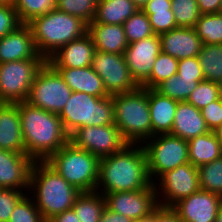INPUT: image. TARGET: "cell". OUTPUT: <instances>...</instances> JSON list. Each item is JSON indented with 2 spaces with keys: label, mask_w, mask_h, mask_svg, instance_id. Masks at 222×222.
Returning a JSON list of instances; mask_svg holds the SVG:
<instances>
[{
  "label": "cell",
  "mask_w": 222,
  "mask_h": 222,
  "mask_svg": "<svg viewBox=\"0 0 222 222\" xmlns=\"http://www.w3.org/2000/svg\"><path fill=\"white\" fill-rule=\"evenodd\" d=\"M152 184L142 144L128 143L117 153L99 160L96 191L103 195L146 189Z\"/></svg>",
  "instance_id": "cell-1"
},
{
  "label": "cell",
  "mask_w": 222,
  "mask_h": 222,
  "mask_svg": "<svg viewBox=\"0 0 222 222\" xmlns=\"http://www.w3.org/2000/svg\"><path fill=\"white\" fill-rule=\"evenodd\" d=\"M25 154L34 161H46L70 141L58 114L17 102Z\"/></svg>",
  "instance_id": "cell-2"
},
{
  "label": "cell",
  "mask_w": 222,
  "mask_h": 222,
  "mask_svg": "<svg viewBox=\"0 0 222 222\" xmlns=\"http://www.w3.org/2000/svg\"><path fill=\"white\" fill-rule=\"evenodd\" d=\"M29 190L35 192H31L33 193L31 198H34L36 207L46 221L52 216L71 209L81 194L46 161L33 163Z\"/></svg>",
  "instance_id": "cell-3"
},
{
  "label": "cell",
  "mask_w": 222,
  "mask_h": 222,
  "mask_svg": "<svg viewBox=\"0 0 222 222\" xmlns=\"http://www.w3.org/2000/svg\"><path fill=\"white\" fill-rule=\"evenodd\" d=\"M35 48L46 60L60 47L84 36L88 24L57 8L33 18L29 23Z\"/></svg>",
  "instance_id": "cell-4"
},
{
  "label": "cell",
  "mask_w": 222,
  "mask_h": 222,
  "mask_svg": "<svg viewBox=\"0 0 222 222\" xmlns=\"http://www.w3.org/2000/svg\"><path fill=\"white\" fill-rule=\"evenodd\" d=\"M114 124L130 144H143L151 138L148 89L112 95Z\"/></svg>",
  "instance_id": "cell-5"
},
{
  "label": "cell",
  "mask_w": 222,
  "mask_h": 222,
  "mask_svg": "<svg viewBox=\"0 0 222 222\" xmlns=\"http://www.w3.org/2000/svg\"><path fill=\"white\" fill-rule=\"evenodd\" d=\"M99 160L97 156L69 141L46 162L80 192H93L96 191L98 181Z\"/></svg>",
  "instance_id": "cell-6"
},
{
  "label": "cell",
  "mask_w": 222,
  "mask_h": 222,
  "mask_svg": "<svg viewBox=\"0 0 222 222\" xmlns=\"http://www.w3.org/2000/svg\"><path fill=\"white\" fill-rule=\"evenodd\" d=\"M59 117L70 136L83 126L114 124L112 96L100 98L84 92H72Z\"/></svg>",
  "instance_id": "cell-7"
},
{
  "label": "cell",
  "mask_w": 222,
  "mask_h": 222,
  "mask_svg": "<svg viewBox=\"0 0 222 222\" xmlns=\"http://www.w3.org/2000/svg\"><path fill=\"white\" fill-rule=\"evenodd\" d=\"M152 183L167 171L189 163L188 141L171 134H159L143 143ZM156 177V178H154Z\"/></svg>",
  "instance_id": "cell-8"
},
{
  "label": "cell",
  "mask_w": 222,
  "mask_h": 222,
  "mask_svg": "<svg viewBox=\"0 0 222 222\" xmlns=\"http://www.w3.org/2000/svg\"><path fill=\"white\" fill-rule=\"evenodd\" d=\"M46 59H24L0 64V101H27L30 88Z\"/></svg>",
  "instance_id": "cell-9"
},
{
  "label": "cell",
  "mask_w": 222,
  "mask_h": 222,
  "mask_svg": "<svg viewBox=\"0 0 222 222\" xmlns=\"http://www.w3.org/2000/svg\"><path fill=\"white\" fill-rule=\"evenodd\" d=\"M71 94L72 90L59 72L46 62L37 73L26 102L59 115Z\"/></svg>",
  "instance_id": "cell-10"
},
{
  "label": "cell",
  "mask_w": 222,
  "mask_h": 222,
  "mask_svg": "<svg viewBox=\"0 0 222 222\" xmlns=\"http://www.w3.org/2000/svg\"><path fill=\"white\" fill-rule=\"evenodd\" d=\"M154 182H156L153 184L157 200H159L158 205L172 207L181 199L189 197L199 190V170L198 167L193 166L190 162L185 163L162 174ZM161 195L164 199L160 198Z\"/></svg>",
  "instance_id": "cell-11"
},
{
  "label": "cell",
  "mask_w": 222,
  "mask_h": 222,
  "mask_svg": "<svg viewBox=\"0 0 222 222\" xmlns=\"http://www.w3.org/2000/svg\"><path fill=\"white\" fill-rule=\"evenodd\" d=\"M70 141L99 159L117 153L128 144L115 124L83 126L70 136Z\"/></svg>",
  "instance_id": "cell-12"
},
{
  "label": "cell",
  "mask_w": 222,
  "mask_h": 222,
  "mask_svg": "<svg viewBox=\"0 0 222 222\" xmlns=\"http://www.w3.org/2000/svg\"><path fill=\"white\" fill-rule=\"evenodd\" d=\"M91 67L101 77L110 96L131 92L139 87L131 77L123 54L96 50L93 54Z\"/></svg>",
  "instance_id": "cell-13"
},
{
  "label": "cell",
  "mask_w": 222,
  "mask_h": 222,
  "mask_svg": "<svg viewBox=\"0 0 222 222\" xmlns=\"http://www.w3.org/2000/svg\"><path fill=\"white\" fill-rule=\"evenodd\" d=\"M104 197L108 209L132 220L150 217L159 206L154 184L146 189L106 193Z\"/></svg>",
  "instance_id": "cell-14"
},
{
  "label": "cell",
  "mask_w": 222,
  "mask_h": 222,
  "mask_svg": "<svg viewBox=\"0 0 222 222\" xmlns=\"http://www.w3.org/2000/svg\"><path fill=\"white\" fill-rule=\"evenodd\" d=\"M161 53L159 35H152L128 44L123 52L131 77L141 87L149 78L156 57Z\"/></svg>",
  "instance_id": "cell-15"
},
{
  "label": "cell",
  "mask_w": 222,
  "mask_h": 222,
  "mask_svg": "<svg viewBox=\"0 0 222 222\" xmlns=\"http://www.w3.org/2000/svg\"><path fill=\"white\" fill-rule=\"evenodd\" d=\"M221 204L222 196L199 189L171 208L183 222H215Z\"/></svg>",
  "instance_id": "cell-16"
},
{
  "label": "cell",
  "mask_w": 222,
  "mask_h": 222,
  "mask_svg": "<svg viewBox=\"0 0 222 222\" xmlns=\"http://www.w3.org/2000/svg\"><path fill=\"white\" fill-rule=\"evenodd\" d=\"M34 162L25 153L0 149V188L28 193L30 173ZM26 189H28L27 192Z\"/></svg>",
  "instance_id": "cell-17"
},
{
  "label": "cell",
  "mask_w": 222,
  "mask_h": 222,
  "mask_svg": "<svg viewBox=\"0 0 222 222\" xmlns=\"http://www.w3.org/2000/svg\"><path fill=\"white\" fill-rule=\"evenodd\" d=\"M159 37L161 52L178 60L197 57L203 46L194 27H177Z\"/></svg>",
  "instance_id": "cell-18"
},
{
  "label": "cell",
  "mask_w": 222,
  "mask_h": 222,
  "mask_svg": "<svg viewBox=\"0 0 222 222\" xmlns=\"http://www.w3.org/2000/svg\"><path fill=\"white\" fill-rule=\"evenodd\" d=\"M24 59H45L38 54L30 26L25 23L0 39V64Z\"/></svg>",
  "instance_id": "cell-19"
},
{
  "label": "cell",
  "mask_w": 222,
  "mask_h": 222,
  "mask_svg": "<svg viewBox=\"0 0 222 222\" xmlns=\"http://www.w3.org/2000/svg\"><path fill=\"white\" fill-rule=\"evenodd\" d=\"M95 46L88 33L60 47L47 62L53 68H84L91 66Z\"/></svg>",
  "instance_id": "cell-20"
},
{
  "label": "cell",
  "mask_w": 222,
  "mask_h": 222,
  "mask_svg": "<svg viewBox=\"0 0 222 222\" xmlns=\"http://www.w3.org/2000/svg\"><path fill=\"white\" fill-rule=\"evenodd\" d=\"M0 149L25 153L21 120L16 103L0 105Z\"/></svg>",
  "instance_id": "cell-21"
},
{
  "label": "cell",
  "mask_w": 222,
  "mask_h": 222,
  "mask_svg": "<svg viewBox=\"0 0 222 222\" xmlns=\"http://www.w3.org/2000/svg\"><path fill=\"white\" fill-rule=\"evenodd\" d=\"M148 103L151 137L159 134H170L178 101L161 95L155 89H148Z\"/></svg>",
  "instance_id": "cell-22"
},
{
  "label": "cell",
  "mask_w": 222,
  "mask_h": 222,
  "mask_svg": "<svg viewBox=\"0 0 222 222\" xmlns=\"http://www.w3.org/2000/svg\"><path fill=\"white\" fill-rule=\"evenodd\" d=\"M210 132L200 109L183 101L178 102L171 135L189 141Z\"/></svg>",
  "instance_id": "cell-23"
},
{
  "label": "cell",
  "mask_w": 222,
  "mask_h": 222,
  "mask_svg": "<svg viewBox=\"0 0 222 222\" xmlns=\"http://www.w3.org/2000/svg\"><path fill=\"white\" fill-rule=\"evenodd\" d=\"M72 92H84L96 97L109 96L101 77L91 66L84 68H54Z\"/></svg>",
  "instance_id": "cell-24"
},
{
  "label": "cell",
  "mask_w": 222,
  "mask_h": 222,
  "mask_svg": "<svg viewBox=\"0 0 222 222\" xmlns=\"http://www.w3.org/2000/svg\"><path fill=\"white\" fill-rule=\"evenodd\" d=\"M95 50L105 53L123 54L128 46L123 25L118 24H88V32Z\"/></svg>",
  "instance_id": "cell-25"
},
{
  "label": "cell",
  "mask_w": 222,
  "mask_h": 222,
  "mask_svg": "<svg viewBox=\"0 0 222 222\" xmlns=\"http://www.w3.org/2000/svg\"><path fill=\"white\" fill-rule=\"evenodd\" d=\"M222 156V144L213 131L188 141L189 162L196 167L211 163Z\"/></svg>",
  "instance_id": "cell-26"
},
{
  "label": "cell",
  "mask_w": 222,
  "mask_h": 222,
  "mask_svg": "<svg viewBox=\"0 0 222 222\" xmlns=\"http://www.w3.org/2000/svg\"><path fill=\"white\" fill-rule=\"evenodd\" d=\"M138 9L131 0H98L96 15L91 23L123 25Z\"/></svg>",
  "instance_id": "cell-27"
},
{
  "label": "cell",
  "mask_w": 222,
  "mask_h": 222,
  "mask_svg": "<svg viewBox=\"0 0 222 222\" xmlns=\"http://www.w3.org/2000/svg\"><path fill=\"white\" fill-rule=\"evenodd\" d=\"M72 208L79 222H100L106 208V199L97 191L81 192Z\"/></svg>",
  "instance_id": "cell-28"
},
{
  "label": "cell",
  "mask_w": 222,
  "mask_h": 222,
  "mask_svg": "<svg viewBox=\"0 0 222 222\" xmlns=\"http://www.w3.org/2000/svg\"><path fill=\"white\" fill-rule=\"evenodd\" d=\"M197 58L204 78L218 83L222 78V44H203Z\"/></svg>",
  "instance_id": "cell-29"
},
{
  "label": "cell",
  "mask_w": 222,
  "mask_h": 222,
  "mask_svg": "<svg viewBox=\"0 0 222 222\" xmlns=\"http://www.w3.org/2000/svg\"><path fill=\"white\" fill-rule=\"evenodd\" d=\"M199 82L201 81L181 78L176 74L159 84L155 90L163 96L183 102L187 101L189 95L195 90Z\"/></svg>",
  "instance_id": "cell-30"
},
{
  "label": "cell",
  "mask_w": 222,
  "mask_h": 222,
  "mask_svg": "<svg viewBox=\"0 0 222 222\" xmlns=\"http://www.w3.org/2000/svg\"><path fill=\"white\" fill-rule=\"evenodd\" d=\"M194 28L203 44H222V12L201 14Z\"/></svg>",
  "instance_id": "cell-31"
},
{
  "label": "cell",
  "mask_w": 222,
  "mask_h": 222,
  "mask_svg": "<svg viewBox=\"0 0 222 222\" xmlns=\"http://www.w3.org/2000/svg\"><path fill=\"white\" fill-rule=\"evenodd\" d=\"M178 61V59L161 52L155 59L150 78L141 87L146 89H155L163 81L169 79L173 75H176L178 70Z\"/></svg>",
  "instance_id": "cell-32"
},
{
  "label": "cell",
  "mask_w": 222,
  "mask_h": 222,
  "mask_svg": "<svg viewBox=\"0 0 222 222\" xmlns=\"http://www.w3.org/2000/svg\"><path fill=\"white\" fill-rule=\"evenodd\" d=\"M199 189L222 196V156L198 167Z\"/></svg>",
  "instance_id": "cell-33"
},
{
  "label": "cell",
  "mask_w": 222,
  "mask_h": 222,
  "mask_svg": "<svg viewBox=\"0 0 222 222\" xmlns=\"http://www.w3.org/2000/svg\"><path fill=\"white\" fill-rule=\"evenodd\" d=\"M123 27L128 44L154 35L149 18L141 9L129 17Z\"/></svg>",
  "instance_id": "cell-34"
},
{
  "label": "cell",
  "mask_w": 222,
  "mask_h": 222,
  "mask_svg": "<svg viewBox=\"0 0 222 222\" xmlns=\"http://www.w3.org/2000/svg\"><path fill=\"white\" fill-rule=\"evenodd\" d=\"M14 8L20 21L27 24L33 18L55 9L56 0H15Z\"/></svg>",
  "instance_id": "cell-35"
},
{
  "label": "cell",
  "mask_w": 222,
  "mask_h": 222,
  "mask_svg": "<svg viewBox=\"0 0 222 222\" xmlns=\"http://www.w3.org/2000/svg\"><path fill=\"white\" fill-rule=\"evenodd\" d=\"M97 3L98 0H57L56 8L90 24L96 15Z\"/></svg>",
  "instance_id": "cell-36"
},
{
  "label": "cell",
  "mask_w": 222,
  "mask_h": 222,
  "mask_svg": "<svg viewBox=\"0 0 222 222\" xmlns=\"http://www.w3.org/2000/svg\"><path fill=\"white\" fill-rule=\"evenodd\" d=\"M177 27H195L201 16L196 0H171Z\"/></svg>",
  "instance_id": "cell-37"
},
{
  "label": "cell",
  "mask_w": 222,
  "mask_h": 222,
  "mask_svg": "<svg viewBox=\"0 0 222 222\" xmlns=\"http://www.w3.org/2000/svg\"><path fill=\"white\" fill-rule=\"evenodd\" d=\"M219 98L218 84L210 80L199 82L195 90L189 95L186 102L192 104L197 109L209 105Z\"/></svg>",
  "instance_id": "cell-38"
},
{
  "label": "cell",
  "mask_w": 222,
  "mask_h": 222,
  "mask_svg": "<svg viewBox=\"0 0 222 222\" xmlns=\"http://www.w3.org/2000/svg\"><path fill=\"white\" fill-rule=\"evenodd\" d=\"M26 193L16 204L9 222H47L36 207L34 201Z\"/></svg>",
  "instance_id": "cell-39"
},
{
  "label": "cell",
  "mask_w": 222,
  "mask_h": 222,
  "mask_svg": "<svg viewBox=\"0 0 222 222\" xmlns=\"http://www.w3.org/2000/svg\"><path fill=\"white\" fill-rule=\"evenodd\" d=\"M25 194L20 190L0 188V222H9L14 207Z\"/></svg>",
  "instance_id": "cell-40"
},
{
  "label": "cell",
  "mask_w": 222,
  "mask_h": 222,
  "mask_svg": "<svg viewBox=\"0 0 222 222\" xmlns=\"http://www.w3.org/2000/svg\"><path fill=\"white\" fill-rule=\"evenodd\" d=\"M22 24L14 5L0 4V39Z\"/></svg>",
  "instance_id": "cell-41"
},
{
  "label": "cell",
  "mask_w": 222,
  "mask_h": 222,
  "mask_svg": "<svg viewBox=\"0 0 222 222\" xmlns=\"http://www.w3.org/2000/svg\"><path fill=\"white\" fill-rule=\"evenodd\" d=\"M154 34L160 35L177 28L172 10L153 12L148 16Z\"/></svg>",
  "instance_id": "cell-42"
},
{
  "label": "cell",
  "mask_w": 222,
  "mask_h": 222,
  "mask_svg": "<svg viewBox=\"0 0 222 222\" xmlns=\"http://www.w3.org/2000/svg\"><path fill=\"white\" fill-rule=\"evenodd\" d=\"M177 74L181 78L192 79L193 81L205 80L197 57L179 60Z\"/></svg>",
  "instance_id": "cell-43"
},
{
  "label": "cell",
  "mask_w": 222,
  "mask_h": 222,
  "mask_svg": "<svg viewBox=\"0 0 222 222\" xmlns=\"http://www.w3.org/2000/svg\"><path fill=\"white\" fill-rule=\"evenodd\" d=\"M202 117L210 131H214L222 124V100L217 99L209 105L203 107L201 110Z\"/></svg>",
  "instance_id": "cell-44"
},
{
  "label": "cell",
  "mask_w": 222,
  "mask_h": 222,
  "mask_svg": "<svg viewBox=\"0 0 222 222\" xmlns=\"http://www.w3.org/2000/svg\"><path fill=\"white\" fill-rule=\"evenodd\" d=\"M151 222H183L171 207L158 206L151 215Z\"/></svg>",
  "instance_id": "cell-45"
},
{
  "label": "cell",
  "mask_w": 222,
  "mask_h": 222,
  "mask_svg": "<svg viewBox=\"0 0 222 222\" xmlns=\"http://www.w3.org/2000/svg\"><path fill=\"white\" fill-rule=\"evenodd\" d=\"M141 10L149 16L153 12L171 10V0H149Z\"/></svg>",
  "instance_id": "cell-46"
},
{
  "label": "cell",
  "mask_w": 222,
  "mask_h": 222,
  "mask_svg": "<svg viewBox=\"0 0 222 222\" xmlns=\"http://www.w3.org/2000/svg\"><path fill=\"white\" fill-rule=\"evenodd\" d=\"M201 14L222 12V0H196Z\"/></svg>",
  "instance_id": "cell-47"
},
{
  "label": "cell",
  "mask_w": 222,
  "mask_h": 222,
  "mask_svg": "<svg viewBox=\"0 0 222 222\" xmlns=\"http://www.w3.org/2000/svg\"><path fill=\"white\" fill-rule=\"evenodd\" d=\"M132 219L111 211L107 207L104 209L100 222H131Z\"/></svg>",
  "instance_id": "cell-48"
},
{
  "label": "cell",
  "mask_w": 222,
  "mask_h": 222,
  "mask_svg": "<svg viewBox=\"0 0 222 222\" xmlns=\"http://www.w3.org/2000/svg\"><path fill=\"white\" fill-rule=\"evenodd\" d=\"M47 222H79L77 214L74 209L71 208L55 216H52Z\"/></svg>",
  "instance_id": "cell-49"
},
{
  "label": "cell",
  "mask_w": 222,
  "mask_h": 222,
  "mask_svg": "<svg viewBox=\"0 0 222 222\" xmlns=\"http://www.w3.org/2000/svg\"><path fill=\"white\" fill-rule=\"evenodd\" d=\"M214 134L216 135V138L221 142L222 144V124L218 126L214 131Z\"/></svg>",
  "instance_id": "cell-50"
},
{
  "label": "cell",
  "mask_w": 222,
  "mask_h": 222,
  "mask_svg": "<svg viewBox=\"0 0 222 222\" xmlns=\"http://www.w3.org/2000/svg\"><path fill=\"white\" fill-rule=\"evenodd\" d=\"M139 9H141L149 0H131Z\"/></svg>",
  "instance_id": "cell-51"
},
{
  "label": "cell",
  "mask_w": 222,
  "mask_h": 222,
  "mask_svg": "<svg viewBox=\"0 0 222 222\" xmlns=\"http://www.w3.org/2000/svg\"><path fill=\"white\" fill-rule=\"evenodd\" d=\"M215 222H222V204L219 208L218 214L216 216V221Z\"/></svg>",
  "instance_id": "cell-52"
},
{
  "label": "cell",
  "mask_w": 222,
  "mask_h": 222,
  "mask_svg": "<svg viewBox=\"0 0 222 222\" xmlns=\"http://www.w3.org/2000/svg\"><path fill=\"white\" fill-rule=\"evenodd\" d=\"M131 222H151V216L150 217H145L142 219H133Z\"/></svg>",
  "instance_id": "cell-53"
},
{
  "label": "cell",
  "mask_w": 222,
  "mask_h": 222,
  "mask_svg": "<svg viewBox=\"0 0 222 222\" xmlns=\"http://www.w3.org/2000/svg\"><path fill=\"white\" fill-rule=\"evenodd\" d=\"M219 99L222 100V78L218 81Z\"/></svg>",
  "instance_id": "cell-54"
},
{
  "label": "cell",
  "mask_w": 222,
  "mask_h": 222,
  "mask_svg": "<svg viewBox=\"0 0 222 222\" xmlns=\"http://www.w3.org/2000/svg\"><path fill=\"white\" fill-rule=\"evenodd\" d=\"M15 0H0V4L2 5H14Z\"/></svg>",
  "instance_id": "cell-55"
}]
</instances>
